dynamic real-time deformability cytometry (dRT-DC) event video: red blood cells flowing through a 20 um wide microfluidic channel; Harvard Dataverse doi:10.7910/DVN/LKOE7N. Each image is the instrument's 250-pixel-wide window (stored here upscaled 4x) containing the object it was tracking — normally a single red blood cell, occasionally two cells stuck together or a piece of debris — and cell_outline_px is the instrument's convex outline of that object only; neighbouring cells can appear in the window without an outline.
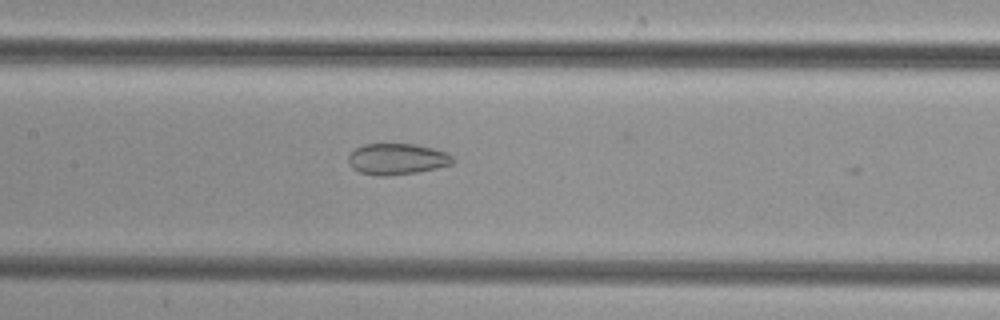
{"species": "common noctule bat (a hibernating species)", "species_latin": "Nyctalus noctula", "temperature_condition": "cold", "stored_images_in_passage": 37, "camera_frame_rate_fps": 3000, "um_per_image_px": 0.085, "animal": {"sex": "female", "body_mass_g": 29.2, "forearm_length_mm": 56.3}, "frame": {"image": 1, "passage_image": 15, "time_ms": 4.667, "image_size_px": [1000, 320], "cell_outline_px": [[456, 160], [452, 164], [436, 168], [416, 172], [384, 176], [380, 176], [360, 172], [352, 168], [348, 164], [348, 156], [356, 148], [364, 144], [416, 144], [448, 152]], "centroid_in_image_um": [33.76, 13.51], "position_along_channel_um": 173.6, "area_um2": 18.96}}
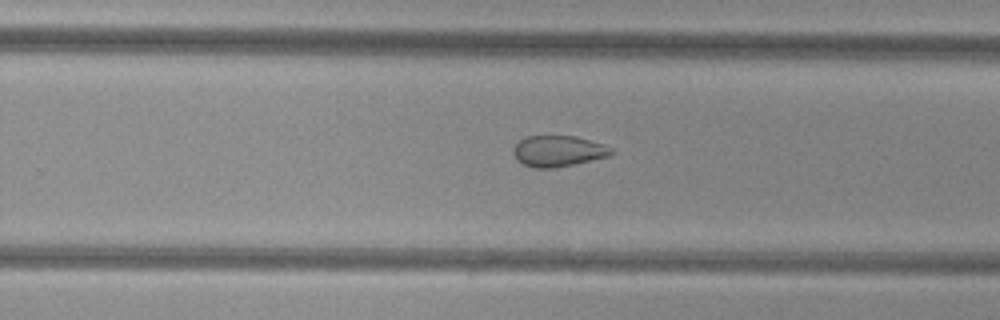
{"frame": {"image": 2, "passage_image": 23, "time_ms": 7.333, "image_size_px": [1000, 320], "cell_outline_px": [[616, 152], [608, 156], [572, 164], [552, 168], [532, 168], [516, 160], [512, 152], [512, 148], [520, 140], [528, 136], [576, 136], [604, 144], [612, 148]], "centroid_in_image_um": [47.43, 12.84], "position_along_channel_um": 282.4, "area_um2": 17.69}}
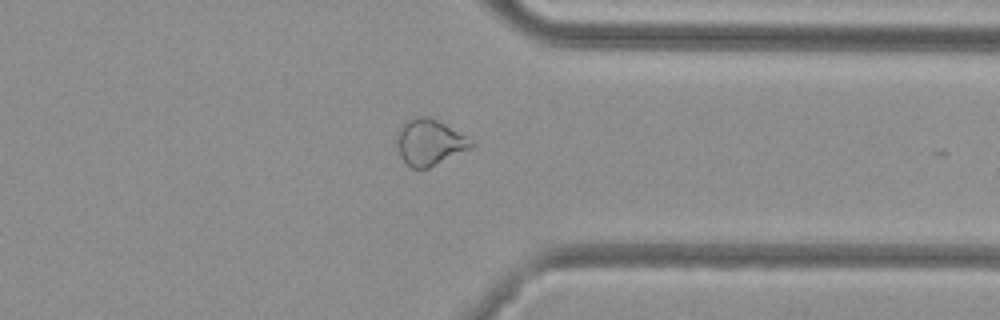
{"frame": {"image": 3, "passage_image": 30, "time_ms": 9.667, "image_size_px": [1000, 320], "cell_outline_px": [[476, 144], [472, 148], [428, 168], [412, 168], [400, 156], [396, 144], [396, 136], [400, 124], [416, 116], [428, 116], [444, 124], [472, 140]], "centroid_in_image_um": [36.49, 12.09], "position_along_channel_um": 374.9, "area_um2": 19.88}}